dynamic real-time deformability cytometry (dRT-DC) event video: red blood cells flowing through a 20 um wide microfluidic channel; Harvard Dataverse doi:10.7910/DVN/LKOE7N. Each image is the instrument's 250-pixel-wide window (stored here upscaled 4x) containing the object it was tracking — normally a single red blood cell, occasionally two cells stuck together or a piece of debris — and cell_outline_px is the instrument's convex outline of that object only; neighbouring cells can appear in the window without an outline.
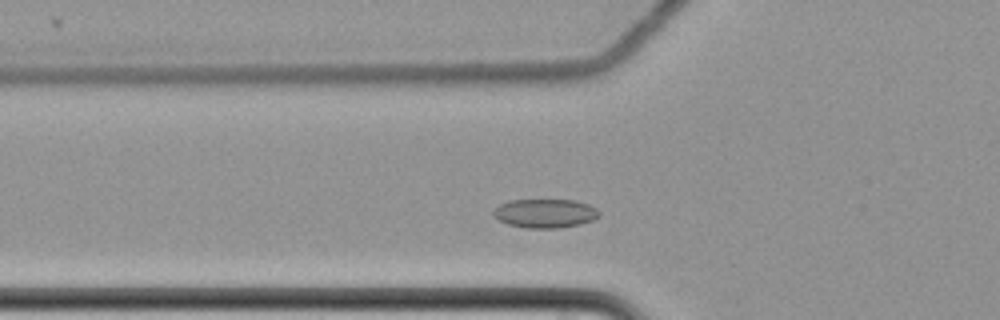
{"species": "common noctule bat (a hibernating species)", "species_latin": "Nyctalus noctula", "temperature_condition": "cold", "stored_images_in_passage": 46, "camera_frame_rate_fps": 3000, "um_per_image_px": 0.085, "animal": {"sex": "female", "body_mass_g": 22.7, "forearm_length_mm": 54.2}, "frame": {"image": 1, "passage_image": 11, "time_ms": 3.333, "image_size_px": [1000, 320], "cell_outline_px": [[600, 212], [592, 220], [580, 224], [556, 228], [528, 228], [508, 224], [492, 216], [492, 212], [500, 204], [508, 200], [576, 200], [588, 204], [596, 208]], "centroid_in_image_um": [46.31, 18.12], "position_along_channel_um": 79.5, "area_um2": 17.69}}
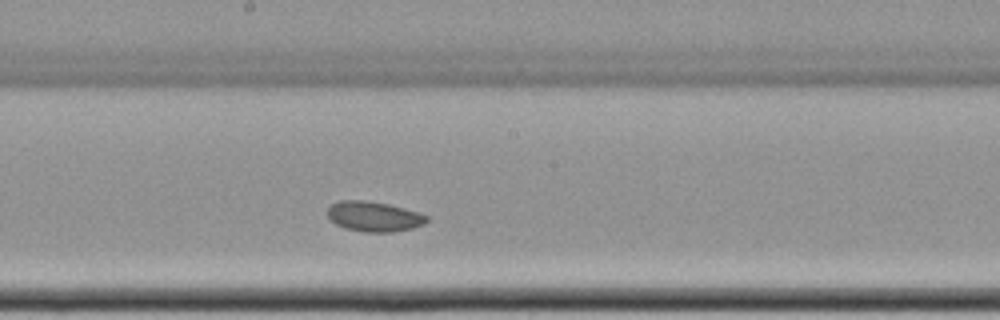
{"frame": {"image": 2, "passage_image": 23, "time_ms": 7.333, "image_size_px": [1000, 320], "cell_outline_px": [[428, 220], [424, 224], [412, 228], [392, 232], [364, 232], [344, 228], [336, 224], [328, 216], [328, 208], [332, 204], [340, 200], [364, 200], [388, 204], [404, 208], [428, 216]], "centroid_in_image_um": [31.78, 18.4], "position_along_channel_um": 216.4, "area_um2": 17.28}}
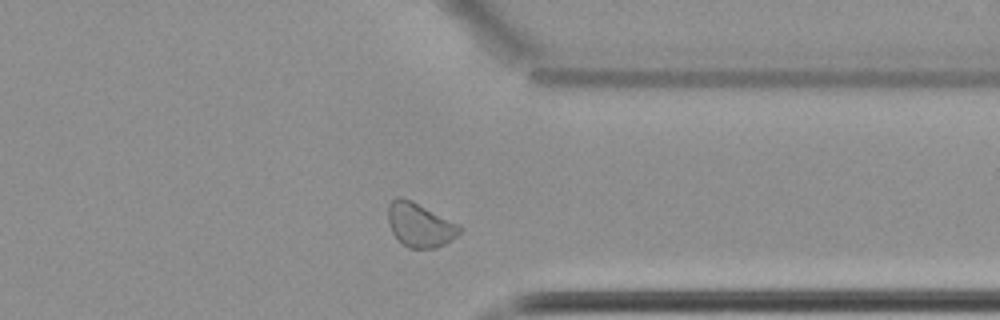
{"frame": {"image": 3, "passage_image": 37, "time_ms": 12.0, "image_size_px": [1000, 320], "cell_outline_px": [[464, 228], [452, 240], [436, 248], [408, 248], [392, 232], [388, 220], [388, 204], [396, 196], [400, 196], [412, 200], [460, 224]], "centroid_in_image_um": [35.71, 19.09], "position_along_channel_um": 375.7, "area_um2": 18.5}, "authors_computed_cell_mechanics": {"area_um2": 17.6868, "velocity_mm_per_s": 3.4395, "shape_relaxation_time_tau1_ms": 5.605, "shape_relaxation_time_tau2_ms": 3.1701, "deformation_change_tau1": 0.0433, "deformation_change_tau2": 0.0409}}